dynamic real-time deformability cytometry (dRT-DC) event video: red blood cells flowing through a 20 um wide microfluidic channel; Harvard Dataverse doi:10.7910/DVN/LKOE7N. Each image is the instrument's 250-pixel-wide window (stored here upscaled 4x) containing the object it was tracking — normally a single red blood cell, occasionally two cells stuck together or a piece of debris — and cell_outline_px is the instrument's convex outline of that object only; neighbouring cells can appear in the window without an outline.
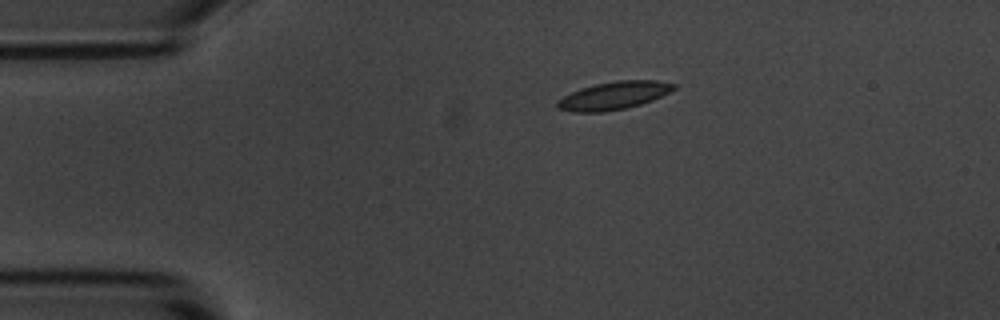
{"species": "common noctule bat (a hibernating species)", "species_latin": "Nyctalus noctula", "temperature_condition": "room temperature", "stored_images_in_passage": 12, "camera_frame_rate_fps": 3000, "um_per_image_px": 0.085, "animal": {"sex": "male", "body_mass_g": 20.1, "forearm_length_mm": 53.5}, "frame": {"image": 1, "passage_image": 1, "time_ms": 0.0, "image_size_px": [1000, 320], "cell_outline_px": [[676, 88], [652, 100], [640, 104], [624, 108], [604, 112], [572, 112], [556, 108], [556, 100], [580, 88], [596, 84], [620, 80], [656, 80], [676, 84]], "centroid_in_image_um": [52.13, 8.12], "position_along_channel_um": 32.9, "area_um2": 18.79}}
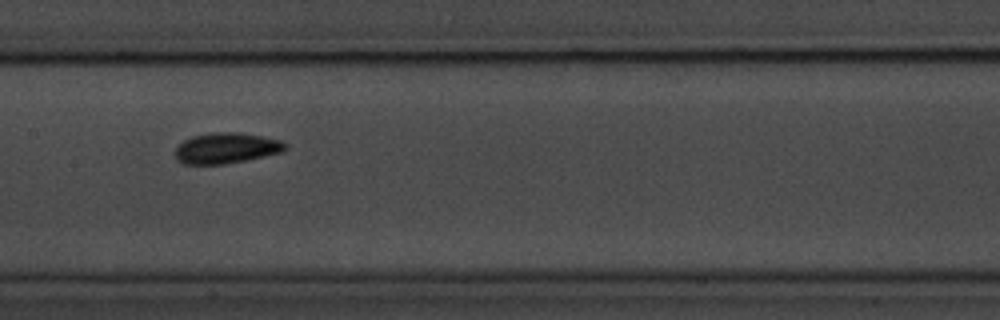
{"frame": {"image": 2, "passage_image": 5, "time_ms": 5.333, "image_size_px": [1000, 320], "cell_outline_px": [[288, 148], [284, 152], [224, 164], [184, 164], [176, 160], [176, 148], [184, 140], [192, 136], [212, 132], [240, 132], [264, 136], [280, 140], [288, 144]], "centroid_in_image_um": [19.27, 12.58], "position_along_channel_um": 188.1, "area_um2": 19.83}}
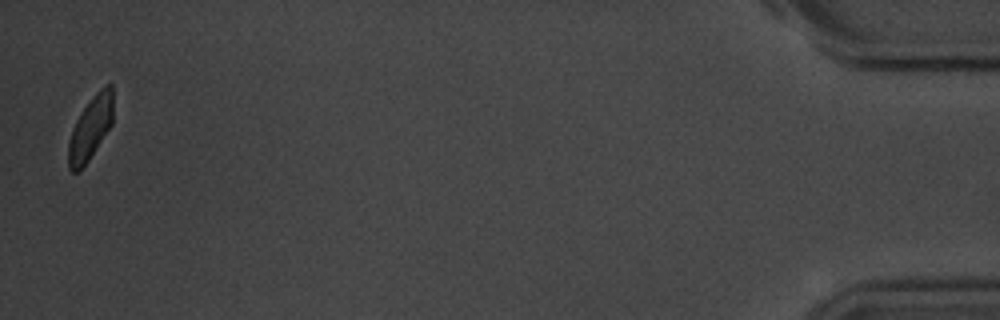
{"frame": {"image": 3, "passage_image": 12, "time_ms": 14.333, "image_size_px": [1000, 320], "cell_outline_px": [[112, 124], [80, 172], [72, 172], [68, 168], [68, 144], [72, 128], [80, 112], [92, 96], [104, 84], [112, 84]], "centroid_in_image_um": [7.67, 10.89], "position_along_channel_um": 427.5, "area_um2": 16.53}, "authors_computed_cell_mechanics": {"area_um2": 18.3226, "velocity_mm_per_s": 3.6829, "shape_relaxation_time_tau1_ms": 3.2762, "shape_relaxation_time_tau2_ms": null, "deformation_change_tau1": 0.0742, "deformation_change_tau2": null}}